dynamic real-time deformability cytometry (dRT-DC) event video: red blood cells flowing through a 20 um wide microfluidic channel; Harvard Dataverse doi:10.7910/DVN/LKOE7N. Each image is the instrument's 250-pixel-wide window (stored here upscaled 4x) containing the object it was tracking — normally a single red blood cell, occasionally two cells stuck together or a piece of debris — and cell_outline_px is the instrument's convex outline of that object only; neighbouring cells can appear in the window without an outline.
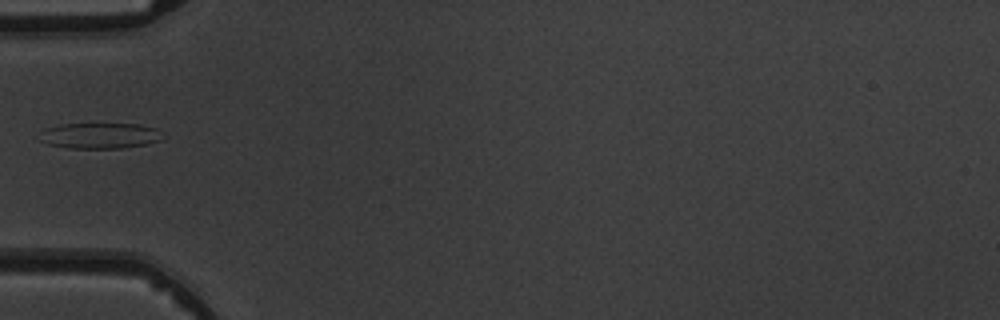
{"species": "common noctule bat (a hibernating species)", "species_latin": "Nyctalus noctula", "temperature_condition": "warm", "stored_images_in_passage": 4, "camera_frame_rate_fps": 3000, "um_per_image_px": 0.085, "animal": {"sex": "male", "body_mass_g": 19.5, "forearm_length_mm": 54.6}, "frame": {"image": 1, "passage_image": 2, "time_ms": 1.333, "image_size_px": [1000, 320], "cell_outline_px": [[164, 140], [148, 144], [124, 148], [68, 148], [48, 144], [40, 140], [44, 128], [60, 124], [140, 124], [156, 128]], "centroid_in_image_um": [8.52, 11.53], "position_along_channel_um": 76.5, "area_um2": 18.5}}
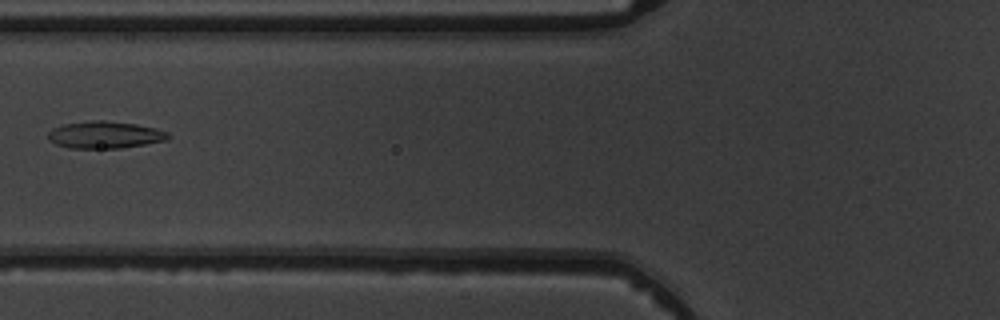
{"frame": {"image": 2, "passage_image": 3, "time_ms": 2.333, "image_size_px": [1000, 320], "cell_outline_px": [[172, 136], [168, 140], [120, 148], [68, 148], [56, 144], [48, 140], [48, 132], [52, 128], [64, 124], [92, 120], [104, 120], [136, 124], [156, 128], [168, 132]], "centroid_in_image_um": [8.92, 11.46], "position_along_channel_um": 116.9, "area_um2": 19.07}}
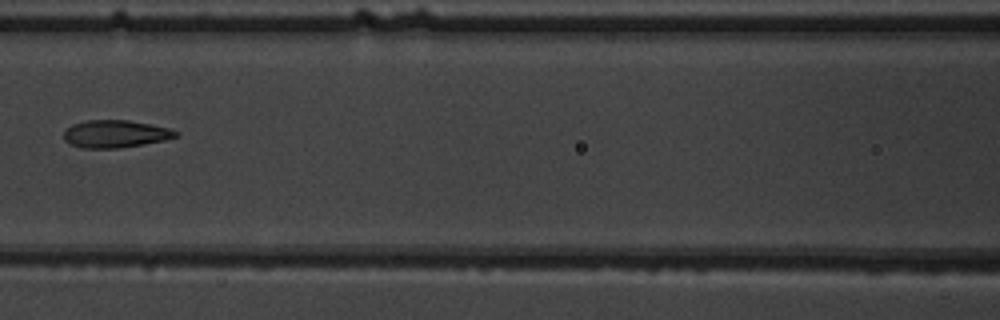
{"frame": {"image": 3, "passage_image": 4, "time_ms": 3.333, "image_size_px": [1000, 320], "cell_outline_px": [[176, 136], [164, 140], [144, 144], [120, 148], [80, 148], [68, 144], [64, 140], [64, 132], [72, 124], [88, 120], [128, 120], [168, 128], [176, 132]], "centroid_in_image_um": [9.73, 11.39], "position_along_channel_um": 156.9, "area_um2": 17.8}}